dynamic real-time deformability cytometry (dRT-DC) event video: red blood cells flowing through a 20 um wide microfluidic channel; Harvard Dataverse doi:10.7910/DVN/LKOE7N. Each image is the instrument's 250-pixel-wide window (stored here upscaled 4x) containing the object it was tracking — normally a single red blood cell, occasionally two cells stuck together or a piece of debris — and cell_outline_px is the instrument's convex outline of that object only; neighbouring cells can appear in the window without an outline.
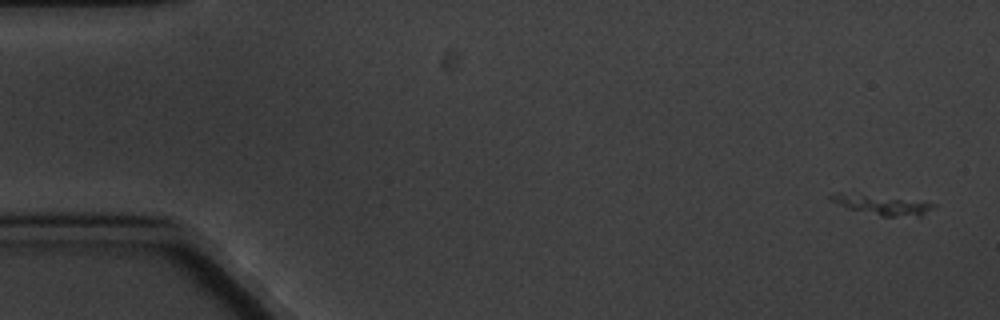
{"species": "common noctule bat (a hibernating species)", "species_latin": "Nyctalus noctula", "temperature_condition": "cold", "stored_images_in_passage": 7, "camera_frame_rate_fps": 3000, "um_per_image_px": 0.085, "animal": {"sex": "male", "body_mass_g": 20.1, "forearm_length_mm": 53.5}, "frame": {"image": 1, "passage_image": 1, "time_ms": 0.0, "image_size_px": [1000, 320], "cell_outline_px": [[936, 204], [920, 216], [880, 216], [848, 208], [832, 200], [828, 196], [840, 192]], "centroid_in_image_um": [74.9, 17.43], "position_along_channel_um": 10.1, "area_um2": 10.87}}
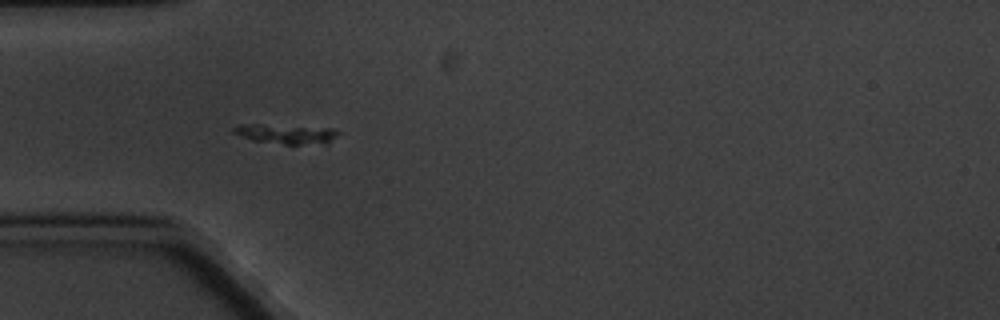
{"frame": {"image": 2, "passage_image": 5, "time_ms": 5.333, "image_size_px": [1000, 320], "cell_outline_px": [[340, 132], [324, 144], [284, 144], [252, 140], [232, 132], [232, 128], [240, 124], [256, 124], [332, 128]], "centroid_in_image_um": [24.28, 11.38], "position_along_channel_um": 60.7, "area_um2": 11.73}}